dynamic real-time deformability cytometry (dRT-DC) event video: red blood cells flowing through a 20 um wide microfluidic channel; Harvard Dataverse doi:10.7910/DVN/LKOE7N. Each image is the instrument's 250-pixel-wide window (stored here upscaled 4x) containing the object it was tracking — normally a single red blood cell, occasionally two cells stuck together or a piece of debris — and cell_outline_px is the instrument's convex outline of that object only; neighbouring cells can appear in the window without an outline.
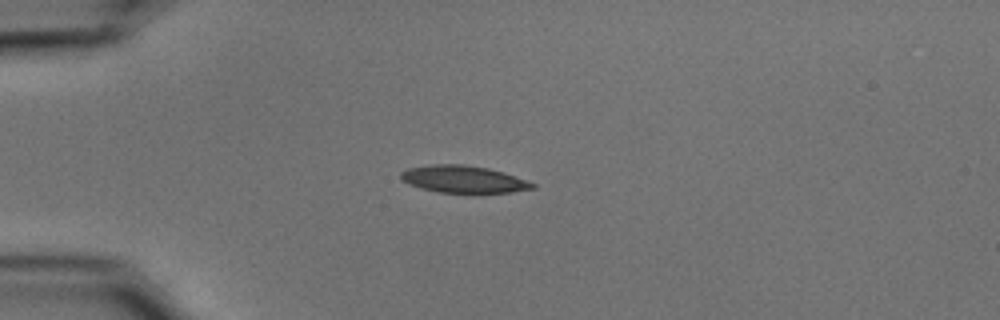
{"species": "common noctule bat (a hibernating species)", "species_latin": "Nyctalus noctula", "temperature_condition": "cold", "stored_images_in_passage": 6, "camera_frame_rate_fps": 3000, "um_per_image_px": 0.085, "animal": {"sex": "male", "body_mass_g": 15.6}, "frame": {"image": 1, "passage_image": 1, "time_ms": 0.0, "image_size_px": [1000, 320], "cell_outline_px": [[536, 188], [512, 192], [440, 192], [408, 184], [400, 180], [400, 172], [408, 168], [432, 164], [464, 164], [488, 168], [504, 172], [536, 184]], "centroid_in_image_um": [39.38, 15.22], "position_along_channel_um": 45.6, "area_um2": 20.69}}